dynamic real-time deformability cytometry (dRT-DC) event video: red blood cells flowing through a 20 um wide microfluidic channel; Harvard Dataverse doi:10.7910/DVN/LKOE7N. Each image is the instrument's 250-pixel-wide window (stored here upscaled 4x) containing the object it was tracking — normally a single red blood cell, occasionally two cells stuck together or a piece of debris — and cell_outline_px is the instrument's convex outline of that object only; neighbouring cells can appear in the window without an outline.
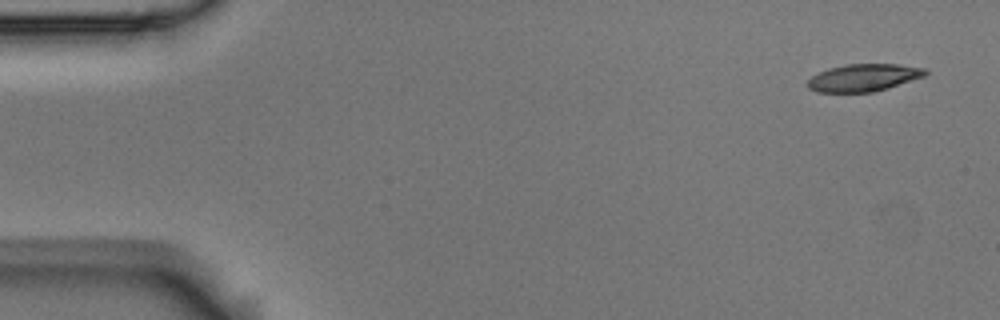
{"species": "Egyptian fruit bat (a non-hibernating species)", "species_latin": "Rousettus aegyptiacus", "temperature_condition": "room temperature", "stored_images_in_passage": 3, "segment_of_instrument_passage": [2, 2], "camera_frame_rate_fps": 3000, "um_per_image_px": 0.085, "animal": {"sex": "male"}, "frame": {"image": 1, "passage_image": 3, "time_ms": 0.667, "image_size_px": [1000, 320], "cell_outline_px": [[928, 72], [924, 76], [888, 88], [872, 92], [816, 92], [808, 88], [808, 80], [812, 76], [828, 68], [844, 64], [900, 64], [924, 68]], "centroid_in_image_um": [73.4, 6.59], "position_along_channel_um": 11.6, "area_um2": 18.73}}